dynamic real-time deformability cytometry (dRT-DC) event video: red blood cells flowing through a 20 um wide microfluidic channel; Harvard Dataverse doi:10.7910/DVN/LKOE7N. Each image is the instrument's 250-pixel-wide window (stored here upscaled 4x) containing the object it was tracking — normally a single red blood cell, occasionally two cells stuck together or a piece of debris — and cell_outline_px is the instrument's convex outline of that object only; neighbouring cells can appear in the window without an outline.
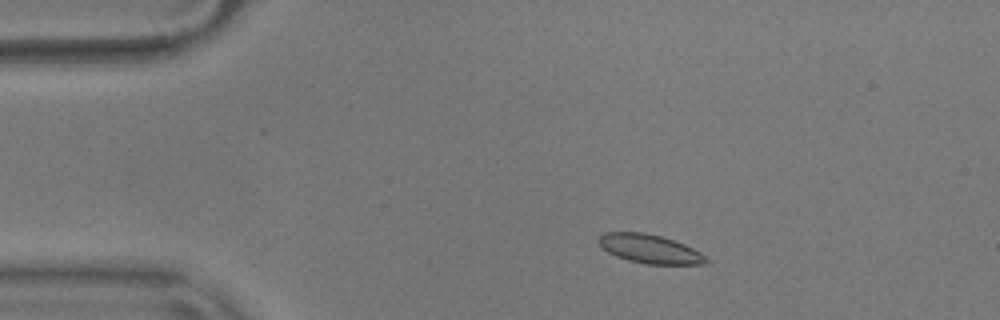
{"species": "common noctule bat (a hibernating species)", "species_latin": "Nyctalus noctula", "temperature_condition": "warm", "stored_images_in_passage": 53, "camera_frame_rate_fps": 3000, "um_per_image_px": 0.085, "animal": {"sex": "male", "body_mass_g": 17.9}, "frame": {"image": 1, "passage_image": 7, "time_ms": 2.0, "image_size_px": [1000, 320], "cell_outline_px": [[708, 260], [704, 264], [644, 264], [628, 260], [616, 256], [608, 252], [596, 240], [604, 232], [644, 232], [660, 236], [684, 244], [700, 252]], "centroid_in_image_um": [55.2, 21.15], "position_along_channel_um": 29.8, "area_um2": 17.86}}
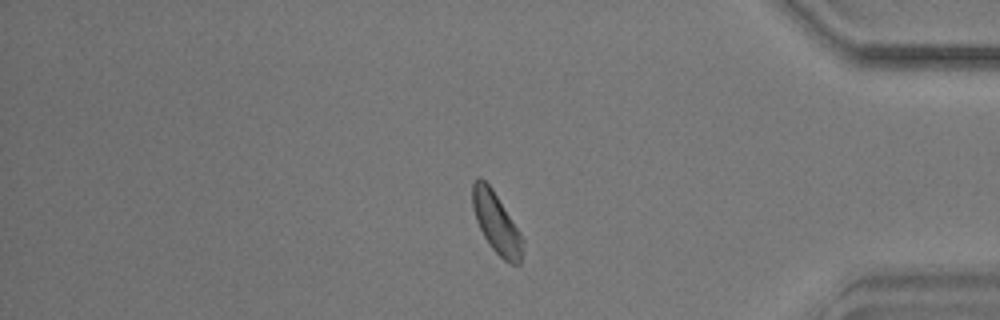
{"frame": {"image": 2, "passage_image": 44, "time_ms": 14.333, "image_size_px": [1000, 320], "cell_outline_px": [[524, 244], [520, 264], [508, 264], [488, 244], [476, 220], [472, 208], [472, 184], [480, 176], [492, 188], [520, 232], [524, 240]], "centroid_in_image_um": [42.2, 18.97], "position_along_channel_um": 393.0, "area_um2": 17.74}}
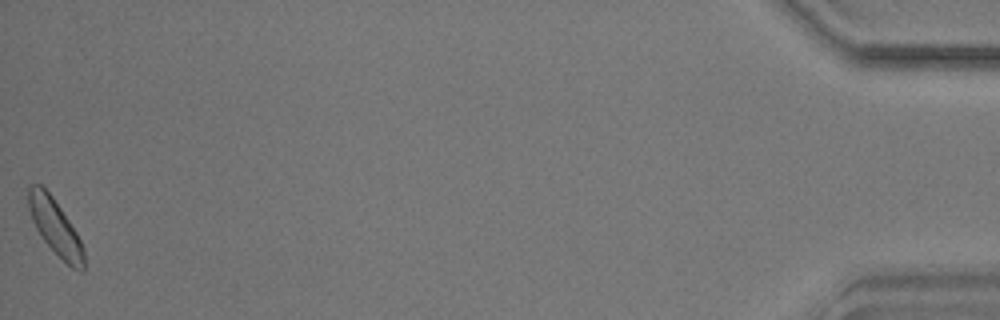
{"frame": {"image": 3, "passage_image": 53, "time_ms": 17.333, "image_size_px": [1000, 320], "cell_outline_px": [[84, 272], [80, 272], [72, 268], [44, 240], [36, 228], [32, 220], [28, 208], [28, 184], [40, 184], [52, 196], [76, 232], [84, 248]], "centroid_in_image_um": [4.69, 19.29], "position_along_channel_um": 430.5, "area_um2": 17.63}, "authors_computed_cell_mechanics": {"area_um2": 17.7446, "velocity_mm_per_s": 3.5834, "shape_relaxation_time_tau1_ms": 1.4587, "shape_relaxation_time_tau2_ms": 4.1123, "deformation_change_tau1": 0.0733, "deformation_change_tau2": 0.1062}}